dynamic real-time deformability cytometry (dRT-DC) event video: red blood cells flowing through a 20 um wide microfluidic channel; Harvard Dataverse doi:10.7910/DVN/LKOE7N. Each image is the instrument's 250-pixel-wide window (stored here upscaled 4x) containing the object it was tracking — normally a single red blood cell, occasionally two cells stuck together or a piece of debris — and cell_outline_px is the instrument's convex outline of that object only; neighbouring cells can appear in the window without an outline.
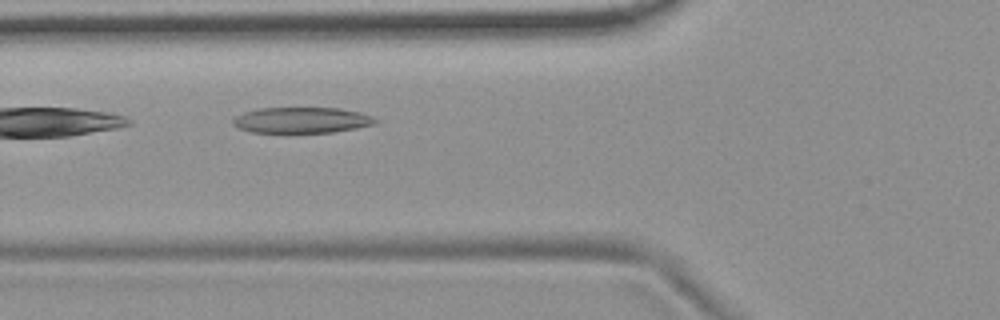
{"species": "common noctule bat (a hibernating species)", "species_latin": "Nyctalus noctula", "temperature_condition": "room temperature", "stored_images_in_passage": 4, "camera_frame_rate_fps": 3000, "um_per_image_px": 0.085, "animal": {"sex": "female", "body_mass_g": 19.9}, "frame": {"image": 1, "passage_image": 4, "time_ms": 1.0, "image_size_px": [1000, 320], "cell_outline_px": [[380, 120], [376, 124], [356, 128], [332, 132], [252, 132], [240, 128], [232, 124], [232, 120], [236, 116], [244, 112], [256, 108], [340, 108], [360, 112], [372, 116]], "centroid_in_image_um": [25.67, 10.2], "position_along_channel_um": 100.1, "area_um2": 21.44}}